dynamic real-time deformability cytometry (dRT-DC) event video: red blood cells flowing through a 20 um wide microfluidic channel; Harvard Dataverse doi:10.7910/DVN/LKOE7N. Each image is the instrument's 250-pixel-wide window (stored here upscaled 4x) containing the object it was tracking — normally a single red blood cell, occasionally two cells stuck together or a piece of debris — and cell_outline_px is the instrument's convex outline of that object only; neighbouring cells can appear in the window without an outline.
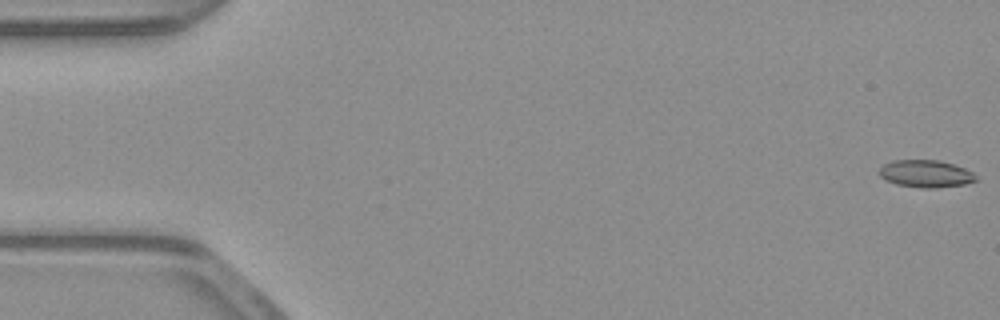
{"species": "common noctule bat (a hibernating species)", "species_latin": "Nyctalus noctula", "temperature_condition": "warm", "stored_images_in_passage": 53, "camera_frame_rate_fps": 3000, "um_per_image_px": 0.085, "animal": {"sex": "male", "body_mass_g": 23.1, "forearm_length_mm": 52.7}, "frame": {"image": 1, "passage_image": 1, "time_ms": 0.0, "image_size_px": [1000, 320], "cell_outline_px": [[976, 180], [964, 184], [936, 188], [924, 188], [896, 184], [884, 180], [880, 176], [880, 168], [884, 164], [892, 160], [940, 160], [964, 168], [972, 172], [976, 176]], "centroid_in_image_um": [78.66, 14.76], "position_along_channel_um": 6.3, "area_um2": 15.32}}
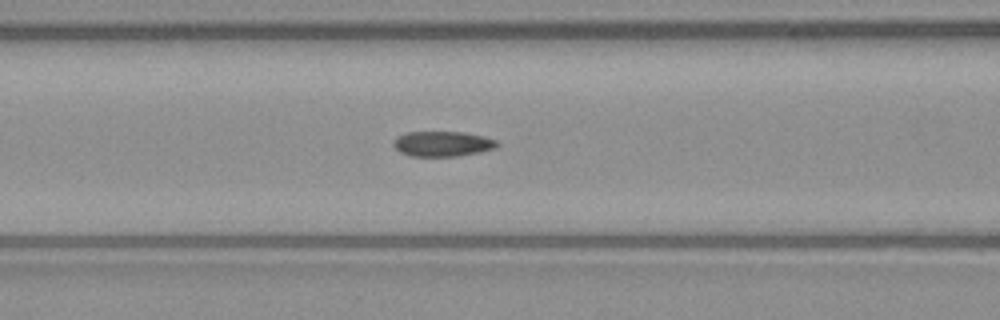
{"frame": {"image": 2, "passage_image": 22, "time_ms": 7.0, "image_size_px": [1000, 320], "cell_outline_px": [[500, 144], [496, 148], [480, 152], [456, 156], [408, 156], [400, 152], [392, 144], [392, 140], [396, 136], [408, 132], [464, 132], [484, 136], [496, 140]], "centroid_in_image_um": [37.6, 12.22], "position_along_channel_um": 129.0, "area_um2": 15.37}}
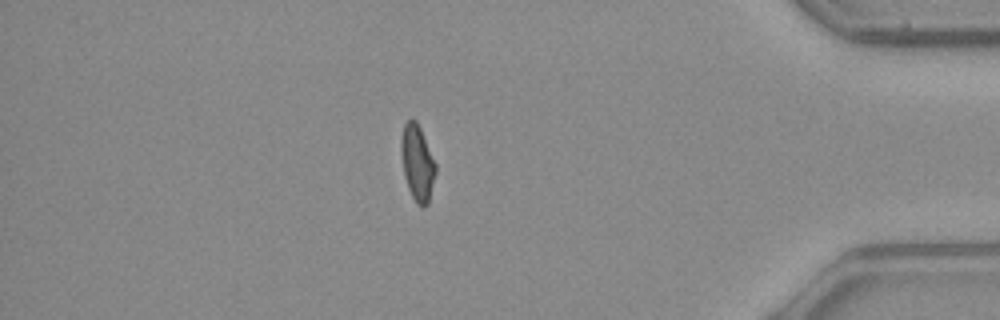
{"frame": {"image": 3, "passage_image": 46, "time_ms": 15.0, "image_size_px": [1000, 320], "cell_outline_px": [[436, 172], [428, 204], [424, 208], [416, 204], [408, 188], [404, 176], [400, 152], [400, 140], [404, 124], [408, 120], [416, 120], [420, 128], [436, 164]], "centroid_in_image_um": [35.46, 13.87], "position_along_channel_um": 399.7, "area_um2": 15.32}, "authors_computed_cell_mechanics": {"area_um2": 15.4326, "velocity_mm_per_s": 3.9129, "shape_relaxation_time_tau1_ms": null, "shape_relaxation_time_tau2_ms": 1.8922, "deformation_change_tau1": null, "deformation_change_tau2": 0.078}}